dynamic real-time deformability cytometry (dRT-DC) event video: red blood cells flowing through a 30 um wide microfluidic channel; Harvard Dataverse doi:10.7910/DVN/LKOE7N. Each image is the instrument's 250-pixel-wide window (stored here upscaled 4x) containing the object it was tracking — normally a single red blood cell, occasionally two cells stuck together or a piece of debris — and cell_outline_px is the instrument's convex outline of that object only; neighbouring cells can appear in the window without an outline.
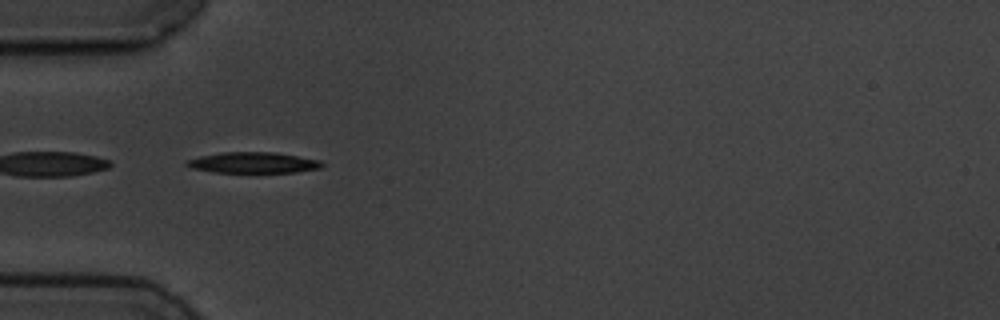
{"species": "common noctule bat (a hibernating species)", "species_latin": "Nyctalus noctula", "temperature_condition": "cold", "stored_images_in_passage": 5, "segment_of_instrument_passage": [2, 2], "camera_frame_rate_fps": 3000, "um_per_image_px": 0.085, "animal": {"sex": "male", "body_mass_g": 19.5, "forearm_length_mm": 54.6}, "frame": {"image": 1, "passage_image": 5, "time_ms": 5.0, "image_size_px": [1000, 320], "cell_outline_px": [[324, 164], [320, 168], [296, 172], [216, 172], [192, 168], [184, 164], [188, 160], [200, 156], [220, 152], [276, 152], [320, 160]], "centroid_in_image_um": [21.54, 13.82], "position_along_channel_um": 63.5, "area_um2": 16.36}}